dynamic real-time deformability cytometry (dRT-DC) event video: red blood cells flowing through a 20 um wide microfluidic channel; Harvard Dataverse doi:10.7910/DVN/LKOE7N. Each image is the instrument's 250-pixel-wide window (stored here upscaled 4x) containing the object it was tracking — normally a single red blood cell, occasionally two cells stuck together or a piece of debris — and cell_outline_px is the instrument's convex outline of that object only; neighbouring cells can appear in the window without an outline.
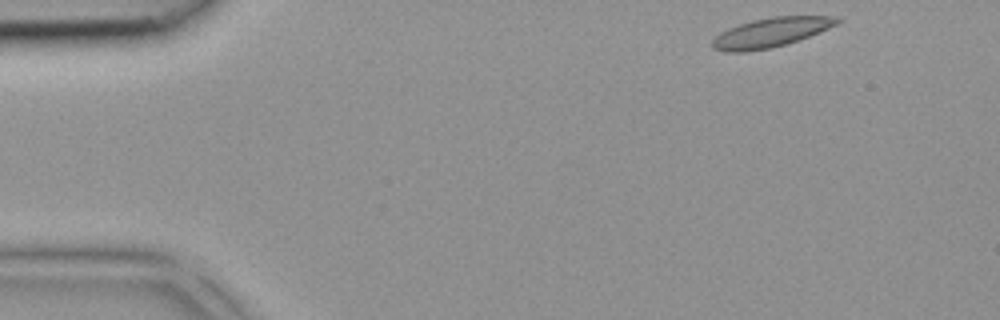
{"species": "common noctule bat (a hibernating species)", "species_latin": "Nyctalus noctula", "temperature_condition": "room temperature", "stored_images_in_passage": 39, "camera_frame_rate_fps": 3000, "um_per_image_px": 0.085, "animal": {"sex": "female", "body_mass_g": 18.4}, "frame": {"image": 1, "passage_image": 1, "time_ms": 0.0, "image_size_px": [1000, 320], "cell_outline_px": [[844, 20], [820, 32], [788, 44], [772, 48], [748, 52], [724, 52], [712, 48], [712, 40], [720, 32], [728, 28], [752, 20], [772, 16], [840, 16]], "centroid_in_image_um": [65.53, 2.76], "position_along_channel_um": 19.5, "area_um2": 21.68}}
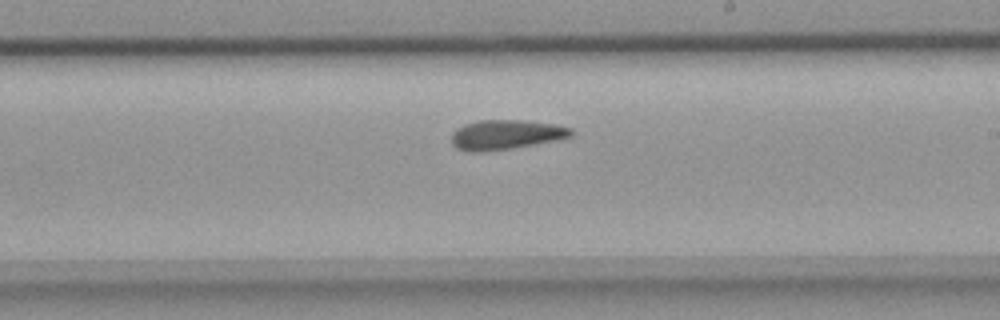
{"frame": {"image": 2, "passage_image": 21, "time_ms": 6.667, "image_size_px": [1000, 320], "cell_outline_px": [[576, 132], [572, 136], [560, 140], [512, 148], [484, 152], [468, 152], [456, 148], [452, 144], [452, 132], [456, 128], [464, 124], [480, 120], [524, 120], [556, 124], [572, 128]], "centroid_in_image_um": [43.03, 11.45], "position_along_channel_um": 246.0, "area_um2": 21.1}}
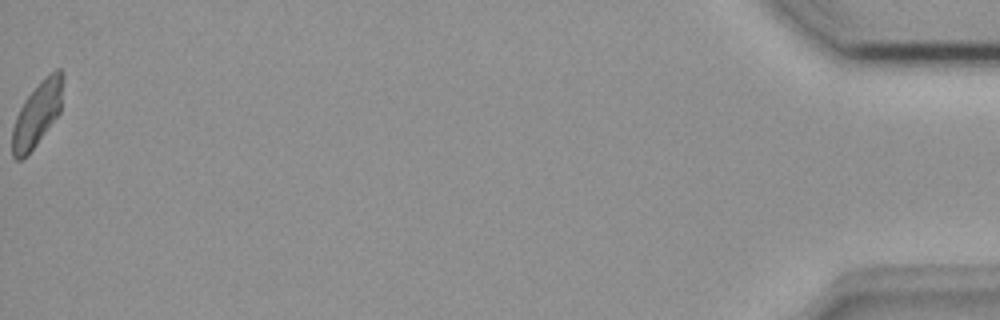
{"frame": {"image": 3, "passage_image": 39, "time_ms": 12.667, "image_size_px": [1000, 320], "cell_outline_px": [[64, 76], [60, 112], [36, 144], [20, 160], [16, 160], [12, 156], [12, 128], [16, 116], [24, 100], [40, 80], [56, 68], [60, 68]], "centroid_in_image_um": [3.17, 9.63], "position_along_channel_um": 432.0, "area_um2": 18.9}}